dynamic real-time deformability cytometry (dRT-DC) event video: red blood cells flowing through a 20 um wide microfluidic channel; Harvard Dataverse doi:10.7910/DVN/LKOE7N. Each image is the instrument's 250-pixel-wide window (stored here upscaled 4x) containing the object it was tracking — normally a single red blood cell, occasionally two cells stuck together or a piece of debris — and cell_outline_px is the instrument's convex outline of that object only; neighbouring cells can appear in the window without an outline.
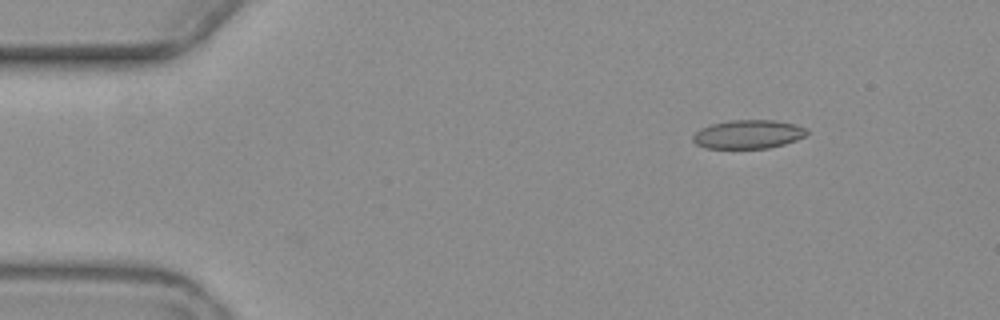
{"species": "common noctule bat (a hibernating species)", "species_latin": "Nyctalus noctula", "temperature_condition": "warm", "stored_images_in_passage": 3, "camera_frame_rate_fps": 3000, "um_per_image_px": 0.085, "animal": {"sex": "female", "body_mass_g": 19.3, "forearm_length_mm": 54.1}, "frame": {"image": 1, "passage_image": 1, "time_ms": 0.0, "image_size_px": [1000, 320], "cell_outline_px": [[808, 132], [804, 136], [796, 140], [784, 144], [768, 148], [704, 148], [696, 144], [692, 140], [692, 136], [700, 128], [712, 124], [728, 120], [776, 120], [808, 128]], "centroid_in_image_um": [63.58, 11.41], "position_along_channel_um": 21.4, "area_um2": 19.07}}
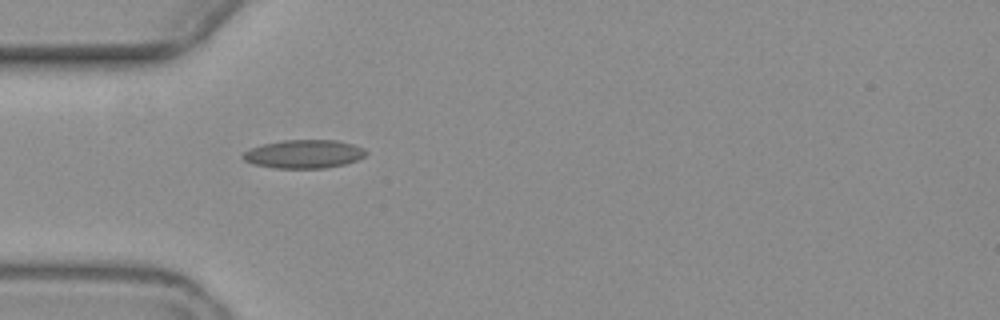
{"frame": {"image": 2, "passage_image": 3, "time_ms": 3.333, "image_size_px": [1000, 320], "cell_outline_px": [[368, 152], [364, 156], [356, 160], [344, 164], [324, 168], [276, 168], [252, 164], [244, 160], [240, 156], [244, 152], [252, 148], [264, 144], [284, 140], [336, 140], [352, 144], [364, 148]], "centroid_in_image_um": [25.83, 13.09], "position_along_channel_um": 59.2, "area_um2": 20.29}}